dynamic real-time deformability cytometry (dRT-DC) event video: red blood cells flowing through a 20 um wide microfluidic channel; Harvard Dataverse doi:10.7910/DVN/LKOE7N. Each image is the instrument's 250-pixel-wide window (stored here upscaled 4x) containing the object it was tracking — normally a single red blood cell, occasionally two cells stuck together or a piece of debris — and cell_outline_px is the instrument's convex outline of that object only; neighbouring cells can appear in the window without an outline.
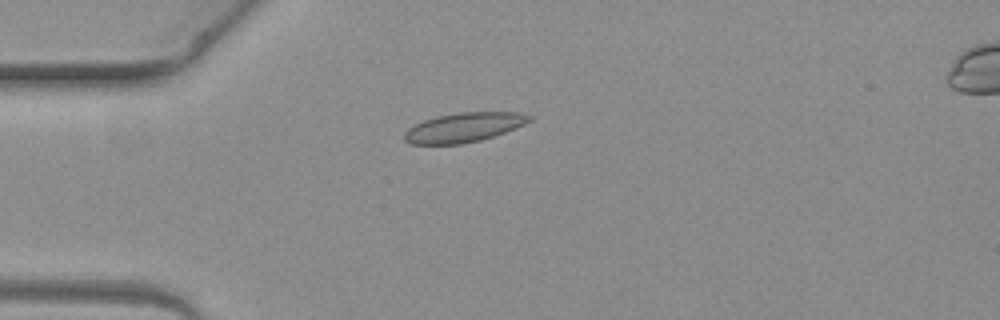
{"species": "common noctule bat (a hibernating species)", "species_latin": "Nyctalus noctula", "temperature_condition": "warm", "stored_images_in_passage": 5, "camera_frame_rate_fps": 3000, "um_per_image_px": 0.085, "animal": {"sex": "female", "body_mass_g": 19.3, "forearm_length_mm": 54.1}, "frame": {"image": 1, "passage_image": 4, "time_ms": 1.0, "image_size_px": [1000, 320], "cell_outline_px": [[536, 116], [532, 120], [524, 124], [504, 132], [480, 140], [460, 144], [408, 144], [404, 140], [404, 132], [408, 128], [424, 120], [436, 116], [460, 112], [520, 112]], "centroid_in_image_um": [39.43, 10.82], "position_along_channel_um": 45.6, "area_um2": 21.44}}